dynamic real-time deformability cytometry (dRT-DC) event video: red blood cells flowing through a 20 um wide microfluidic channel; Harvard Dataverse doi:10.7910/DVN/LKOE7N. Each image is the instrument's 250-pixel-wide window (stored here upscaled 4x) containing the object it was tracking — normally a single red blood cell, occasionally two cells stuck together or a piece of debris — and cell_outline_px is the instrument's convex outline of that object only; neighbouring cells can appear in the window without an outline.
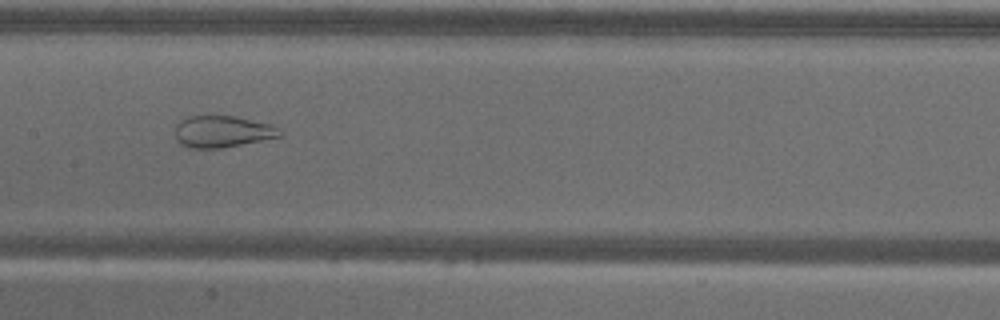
{"species": "common noctule bat (a hibernating species)", "species_latin": "Nyctalus noctula", "temperature_condition": "warm", "stored_images_in_passage": 58, "camera_frame_rate_fps": 3000, "um_per_image_px": 0.085, "animal": {"sex": "male", "body_mass_g": 18.8}, "frame": {"image": 1, "passage_image": 29, "time_ms": 9.333, "image_size_px": [1000, 320], "cell_outline_px": [[280, 136], [220, 148], [188, 148], [180, 144], [176, 140], [176, 124], [180, 120], [188, 116], [236, 116], [272, 124], [280, 128]], "centroid_in_image_um": [18.87, 11.17], "position_along_channel_um": 188.5, "area_um2": 19.25}}
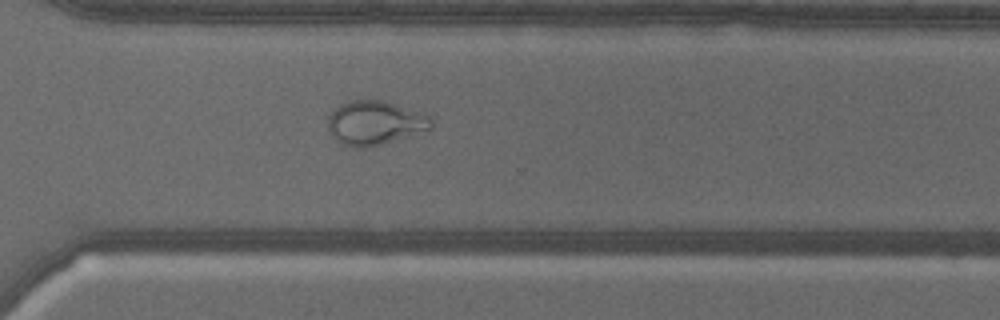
{"frame": {"image": 2, "passage_image": 42, "time_ms": 13.667, "image_size_px": [1000, 320], "cell_outline_px": [[432, 128], [380, 144], [364, 148], [356, 148], [340, 144], [328, 132], [328, 116], [340, 104], [352, 100], [384, 100], [424, 112], [432, 120]], "centroid_in_image_um": [31.84, 10.43], "position_along_channel_um": 338.8, "area_um2": 26.53}}
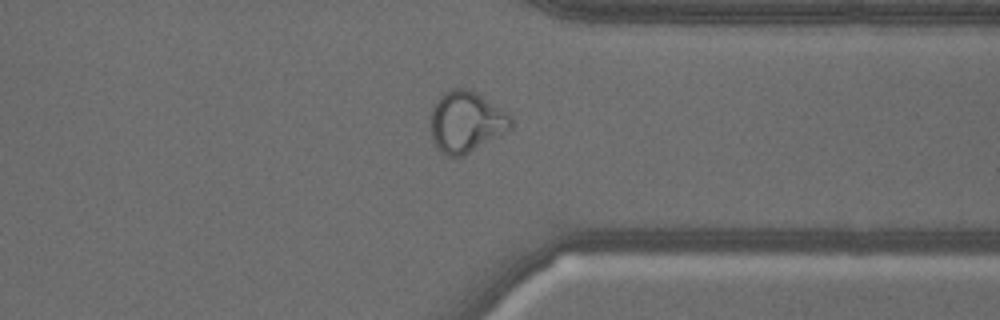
{"frame": {"image": 3, "passage_image": 45, "time_ms": 14.667, "image_size_px": [1000, 320], "cell_outline_px": [[512, 128], [464, 156], [444, 156], [436, 148], [432, 140], [432, 108], [436, 100], [444, 92], [452, 88], [468, 88], [476, 92], [508, 112], [512, 116]], "centroid_in_image_um": [39.63, 10.36], "position_along_channel_um": 371.8, "area_um2": 28.73}}